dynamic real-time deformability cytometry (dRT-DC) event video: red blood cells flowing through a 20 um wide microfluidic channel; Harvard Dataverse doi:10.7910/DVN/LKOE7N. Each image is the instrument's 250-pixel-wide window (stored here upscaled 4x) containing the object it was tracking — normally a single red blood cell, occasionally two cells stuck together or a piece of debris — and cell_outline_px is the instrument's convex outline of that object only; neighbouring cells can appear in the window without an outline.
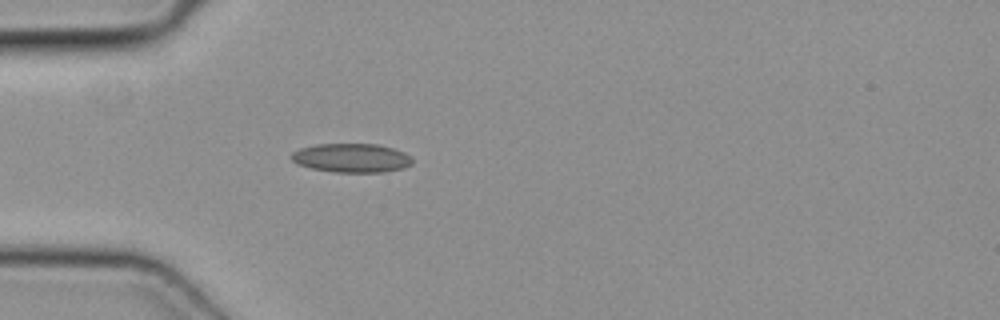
{"species": "common noctule bat (a hibernating species)", "species_latin": "Nyctalus noctula", "temperature_condition": "cold", "stored_images_in_passage": 34, "camera_frame_rate_fps": 3000, "um_per_image_px": 0.085, "animal": {"sex": "female", "body_mass_g": 19.3, "forearm_length_mm": 54.1}, "frame": {"image": 1, "passage_image": 1, "time_ms": 0.0, "image_size_px": [1000, 320], "cell_outline_px": [[412, 164], [404, 168], [384, 172], [336, 172], [312, 168], [296, 164], [288, 156], [292, 152], [300, 148], [316, 144], [376, 144], [392, 148], [404, 152], [412, 160]], "centroid_in_image_um": [29.84, 13.42], "position_along_channel_um": 55.2, "area_um2": 20.4}}
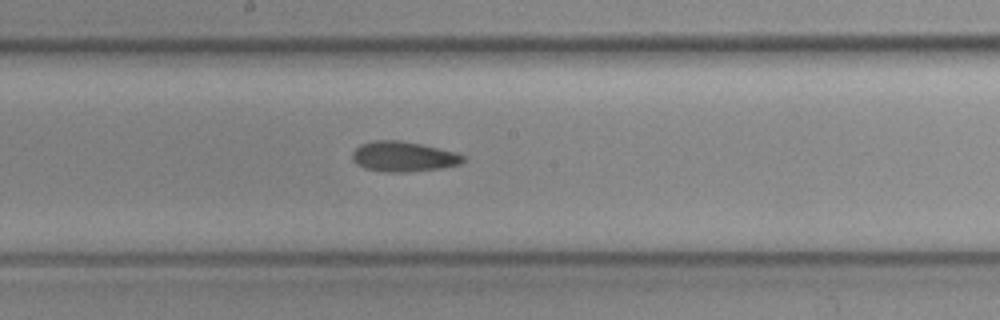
{"frame": {"image": 2, "passage_image": 13, "time_ms": 4.0, "image_size_px": [1000, 320], "cell_outline_px": [[464, 160], [460, 164], [440, 168], [404, 172], [384, 172], [364, 168], [356, 164], [352, 160], [352, 152], [360, 144], [372, 140], [400, 140], [420, 144], [456, 152], [464, 156]], "centroid_in_image_um": [34.24, 13.3], "position_along_channel_um": 214.0, "area_um2": 19.48}}
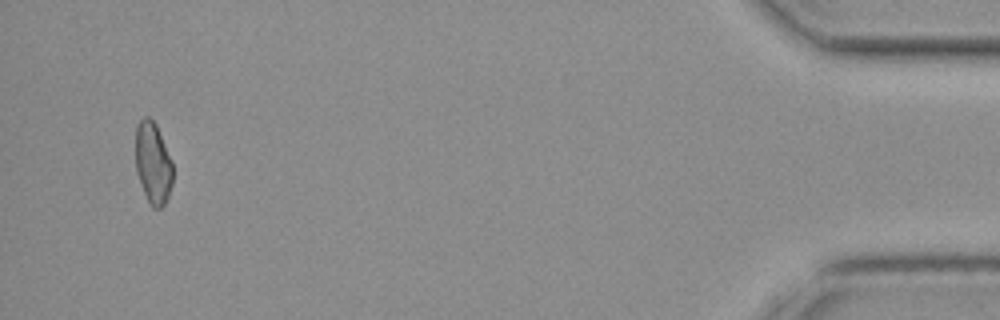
{"frame": {"image": 3, "passage_image": 34, "time_ms": 11.0, "image_size_px": [1000, 320], "cell_outline_px": [[172, 184], [168, 196], [164, 204], [160, 208], [152, 208], [144, 192], [136, 172], [136, 128], [140, 120], [144, 116], [148, 116], [156, 124], [172, 160]], "centroid_in_image_um": [13.01, 13.85], "position_along_channel_um": 422.2, "area_um2": 17.63}}